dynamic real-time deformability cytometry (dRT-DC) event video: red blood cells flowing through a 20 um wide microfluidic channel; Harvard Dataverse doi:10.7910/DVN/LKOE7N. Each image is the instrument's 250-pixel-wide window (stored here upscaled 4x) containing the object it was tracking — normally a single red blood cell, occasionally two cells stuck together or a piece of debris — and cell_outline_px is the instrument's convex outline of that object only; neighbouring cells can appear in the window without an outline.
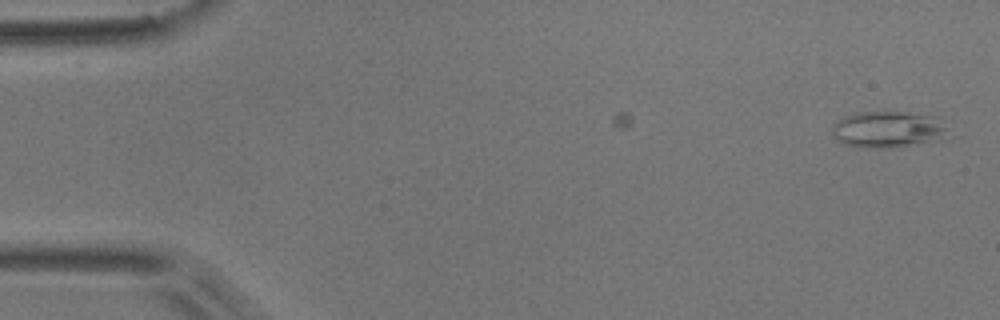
{"species": "common noctule bat (a hibernating species)", "species_latin": "Nyctalus noctula", "temperature_condition": "room temperature", "stored_images_in_passage": 2, "camera_frame_rate_fps": 3000, "um_per_image_px": 0.085, "animal": {"sex": "male", "body_mass_g": 17.9}, "frame": {"image": 1, "passage_image": 2, "time_ms": 0.333, "image_size_px": [1000, 320], "cell_outline_px": [[944, 140], [884, 148], [868, 148], [844, 144], [836, 140], [832, 132], [832, 128], [844, 116], [856, 112], [904, 112], [940, 116], [944, 128]], "centroid_in_image_um": [75.48, 11.0], "position_along_channel_um": 9.5, "area_um2": 24.51}}